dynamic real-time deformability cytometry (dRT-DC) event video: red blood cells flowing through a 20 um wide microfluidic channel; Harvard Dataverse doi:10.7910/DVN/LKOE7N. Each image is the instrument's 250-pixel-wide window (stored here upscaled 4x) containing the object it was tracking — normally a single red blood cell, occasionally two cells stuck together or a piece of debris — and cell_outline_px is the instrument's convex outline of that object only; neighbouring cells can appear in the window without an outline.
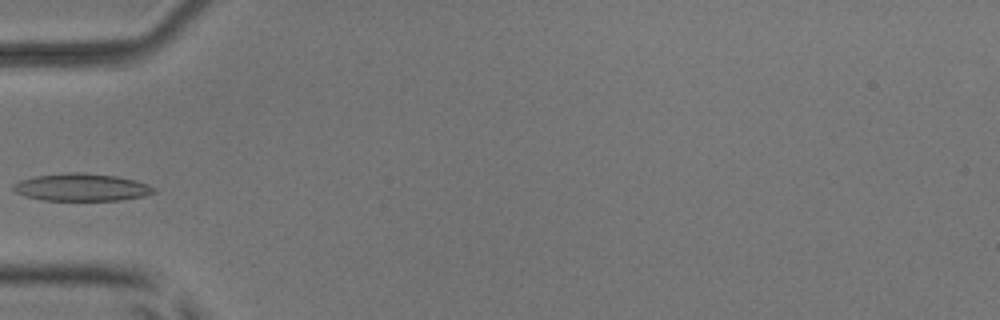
{"species": "common noctule bat (a hibernating species)", "species_latin": "Nyctalus noctula", "temperature_condition": "room temperature", "stored_images_in_passage": 4, "camera_frame_rate_fps": 3000, "um_per_image_px": 0.085, "animal": {"sex": "male", "body_mass_g": 17.9, "forearm_length_mm": 54.2}, "frame": {"image": 1, "passage_image": 4, "time_ms": 4.333, "image_size_px": [1000, 320], "cell_outline_px": [[156, 192], [144, 196], [120, 200], [44, 200], [28, 196], [16, 192], [12, 188], [12, 184], [20, 180], [36, 176], [64, 172], [84, 172], [116, 176], [136, 180], [148, 184], [156, 188]], "centroid_in_image_um": [6.96, 15.91], "position_along_channel_um": 78.0, "area_um2": 22.54}}